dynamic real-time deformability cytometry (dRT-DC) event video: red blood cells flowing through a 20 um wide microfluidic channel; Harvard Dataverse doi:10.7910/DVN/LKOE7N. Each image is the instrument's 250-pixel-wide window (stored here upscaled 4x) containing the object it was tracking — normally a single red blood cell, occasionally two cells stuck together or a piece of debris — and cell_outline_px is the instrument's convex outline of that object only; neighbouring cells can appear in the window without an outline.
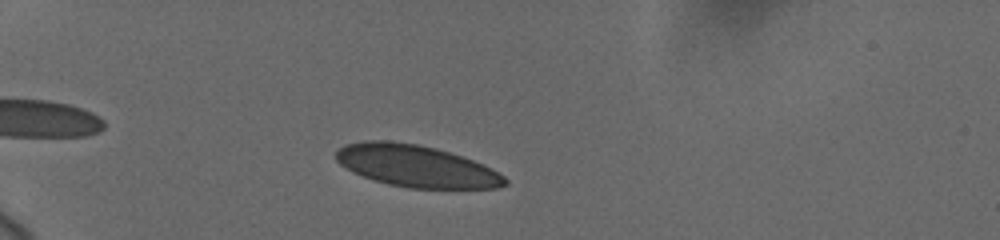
{"species": "human", "species_latin": "Homo sapiens", "temperature_condition": "cold", "stored_images_in_passage": 23, "camera_frame_rate_fps": 3000, "um_per_image_px": 0.085, "donor": {"sex": "female"}, "frame": {"image": 1, "passage_image": 4, "time_ms": 1.333, "image_size_px": [1000, 240], "cell_outline_px": [[508, 184], [496, 188], [408, 188], [388, 184], [352, 172], [340, 164], [336, 160], [336, 152], [344, 144], [364, 140], [392, 140], [416, 144], [436, 148], [484, 164], [492, 168], [504, 176], [508, 180]], "centroid_in_image_um": [35.37, 14.1], "position_along_channel_um": 49.6, "area_um2": 41.21}}
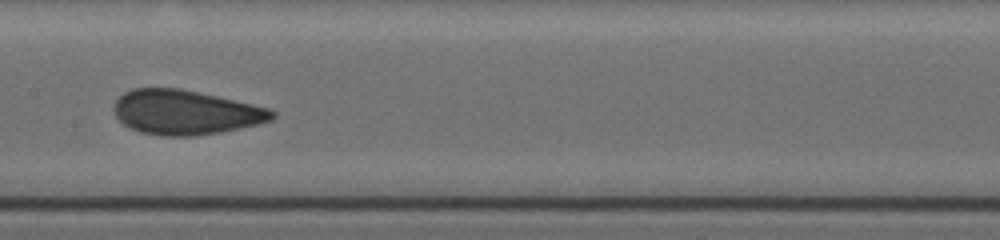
{"frame": {"image": 2, "passage_image": 14, "time_ms": 6.333, "image_size_px": [1000, 240], "cell_outline_px": [[276, 116], [272, 120], [240, 128], [220, 132], [196, 136], [160, 136], [140, 132], [128, 128], [116, 116], [112, 108], [116, 100], [124, 92], [132, 88], [180, 88], [252, 104], [268, 108], [276, 112]], "centroid_in_image_um": [15.73, 9.55], "position_along_channel_um": 191.7, "area_um2": 41.1}}
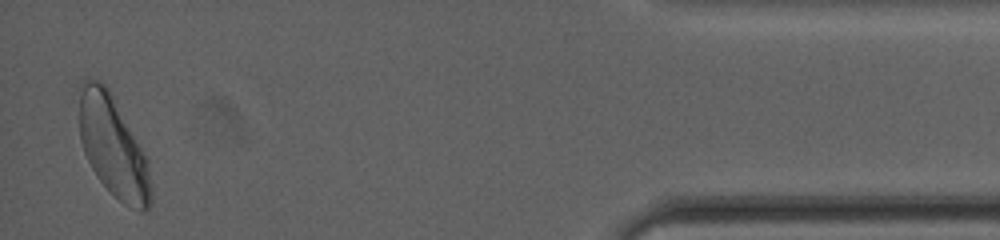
{"frame": {"image": 3, "passage_image": 23, "time_ms": 14.333, "image_size_px": [1000, 240], "cell_outline_px": [[152, 204], [148, 212], [140, 212], [124, 204], [96, 176], [84, 152], [80, 140], [80, 92], [84, 80], [100, 80], [108, 88], [144, 152], [148, 160], [152, 188]], "centroid_in_image_um": [9.66, 12.53], "position_along_channel_um": 425.5, "area_um2": 41.85}, "authors_computed_cell_mechanics": {"area_um2": 40.9224, "velocity_mm_per_s": 3.6797, "shape_relaxation_time_tau1_ms": 3.6782, "shape_relaxation_time_tau2_ms": null, "deformation_change_tau1": 0.1042, "deformation_change_tau2": null}}